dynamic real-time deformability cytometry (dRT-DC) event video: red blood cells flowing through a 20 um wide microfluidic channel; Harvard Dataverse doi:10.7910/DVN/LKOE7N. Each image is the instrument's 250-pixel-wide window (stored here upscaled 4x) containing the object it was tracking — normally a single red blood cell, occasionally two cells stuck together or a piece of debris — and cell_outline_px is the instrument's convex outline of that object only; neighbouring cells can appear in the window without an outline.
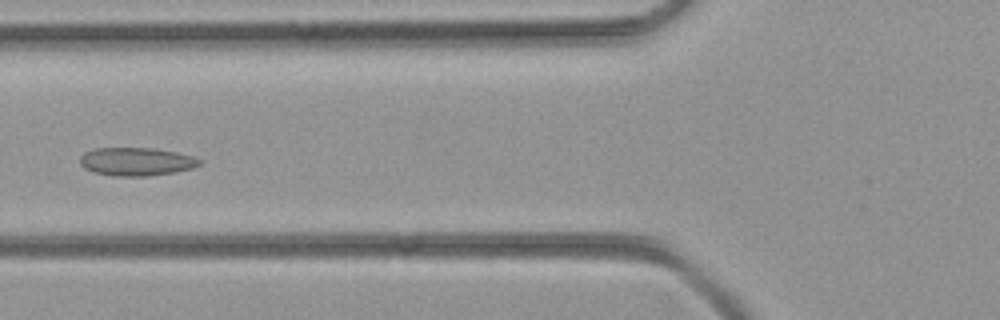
{"species": "common noctule bat (a hibernating species)", "species_latin": "Nyctalus noctula", "temperature_condition": "room temperature", "stored_images_in_passage": 41, "camera_frame_rate_fps": 3000, "um_per_image_px": 0.085, "animal": {"sex": "female", "body_mass_g": 21.9}, "frame": {"image": 1, "passage_image": 11, "time_ms": 3.333, "image_size_px": [1000, 320], "cell_outline_px": [[200, 164], [192, 168], [176, 172], [148, 176], [112, 176], [92, 172], [84, 168], [80, 164], [80, 156], [84, 152], [92, 148], [152, 148], [176, 152], [192, 156], [200, 160]], "centroid_in_image_um": [11.54, 13.74], "position_along_channel_um": 114.3, "area_um2": 19.77}}
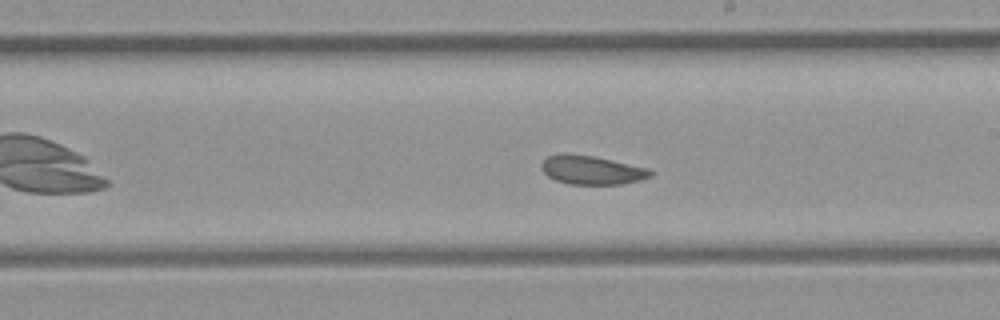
{"frame": {"image": 2, "passage_image": 20, "time_ms": 6.333, "image_size_px": [1000, 320], "cell_outline_px": [[652, 176], [640, 180], [620, 184], [568, 184], [556, 180], [548, 176], [540, 168], [540, 164], [548, 156], [560, 152], [568, 152], [592, 156], [648, 168], [652, 172]], "centroid_in_image_um": [50.24, 14.44], "position_along_channel_um": 238.8, "area_um2": 18.32}}
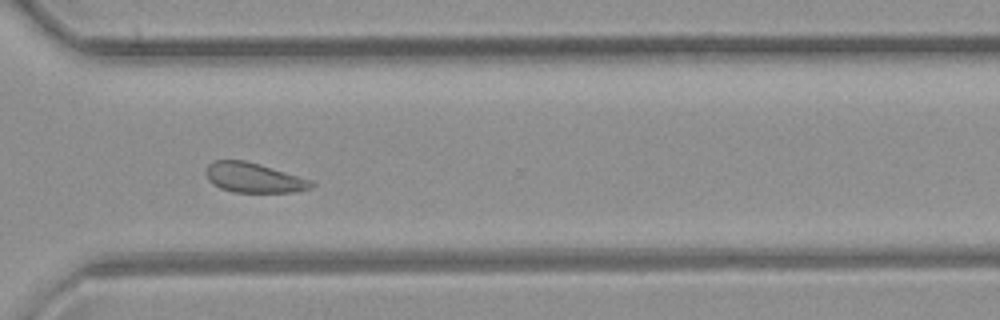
{"frame": {"image": 3, "passage_image": 28, "time_ms": 9.0, "image_size_px": [1000, 320], "cell_outline_px": [[316, 184], [312, 188], [292, 192], [232, 192], [220, 188], [212, 184], [208, 180], [204, 172], [208, 164], [212, 160], [244, 160], [260, 164], [312, 180]], "centroid_in_image_um": [21.54, 15.1], "position_along_channel_um": 349.1, "area_um2": 18.5}}